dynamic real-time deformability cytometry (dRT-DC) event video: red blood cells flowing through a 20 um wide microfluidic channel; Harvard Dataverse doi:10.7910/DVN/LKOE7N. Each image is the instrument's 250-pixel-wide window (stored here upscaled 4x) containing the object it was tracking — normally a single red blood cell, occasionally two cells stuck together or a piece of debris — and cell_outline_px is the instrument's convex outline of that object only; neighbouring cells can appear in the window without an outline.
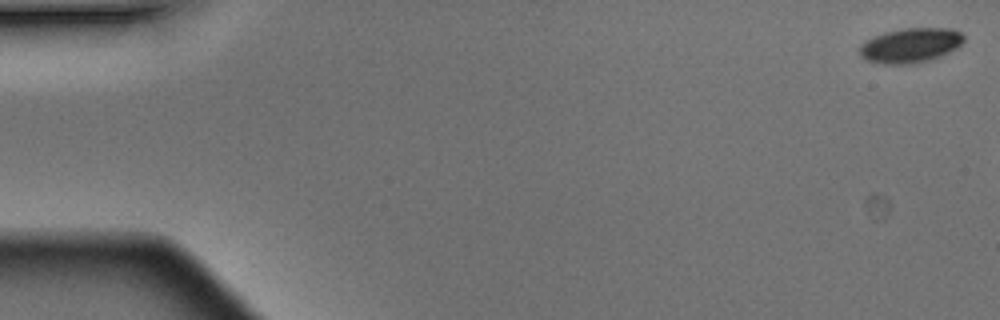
{"species": "Egyptian fruit bat (a non-hibernating species)", "species_latin": "Rousettus aegyptiacus", "temperature_condition": "warm", "stored_images_in_passage": 7, "camera_frame_rate_fps": 3000, "um_per_image_px": 0.085, "animal": {"sex": "male"}, "frame": {"image": 1, "passage_image": 1, "time_ms": 0.0, "image_size_px": [1000, 320], "cell_outline_px": [[964, 40], [956, 48], [932, 60], [912, 64], [884, 64], [864, 60], [860, 56], [860, 44], [884, 32], [904, 28], [952, 28], [960, 32], [964, 36]], "centroid_in_image_um": [77.39, 3.86], "position_along_channel_um": 7.6, "area_um2": 21.1}}
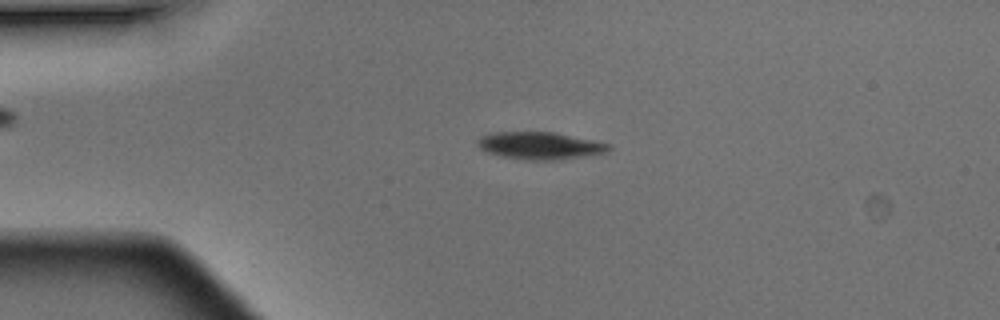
{"frame": {"image": 2, "passage_image": 5, "time_ms": 1.333, "image_size_px": [1000, 320], "cell_outline_px": [[612, 148], [608, 152], [552, 160], [532, 160], [504, 156], [488, 152], [480, 148], [476, 144], [476, 140], [480, 136], [492, 132], [556, 132], [612, 144]], "centroid_in_image_um": [45.9, 12.36], "position_along_channel_um": 39.1, "area_um2": 20.75}}
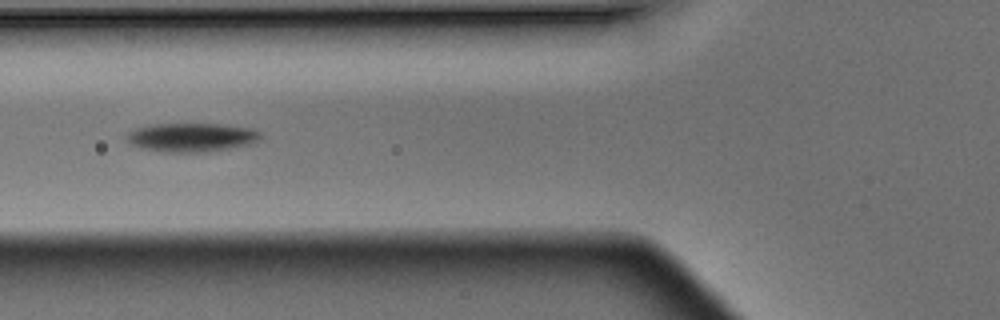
{"frame": {"image": 3, "passage_image": 7, "time_ms": 2.0, "image_size_px": [1000, 320], "cell_outline_px": [[260, 136], [256, 140], [248, 144], [208, 152], [172, 152], [144, 148], [132, 144], [128, 140], [128, 132], [136, 128], [156, 124], [228, 124], [252, 128], [260, 132]], "centroid_in_image_um": [16.32, 11.66], "position_along_channel_um": 109.5, "area_um2": 22.02}}